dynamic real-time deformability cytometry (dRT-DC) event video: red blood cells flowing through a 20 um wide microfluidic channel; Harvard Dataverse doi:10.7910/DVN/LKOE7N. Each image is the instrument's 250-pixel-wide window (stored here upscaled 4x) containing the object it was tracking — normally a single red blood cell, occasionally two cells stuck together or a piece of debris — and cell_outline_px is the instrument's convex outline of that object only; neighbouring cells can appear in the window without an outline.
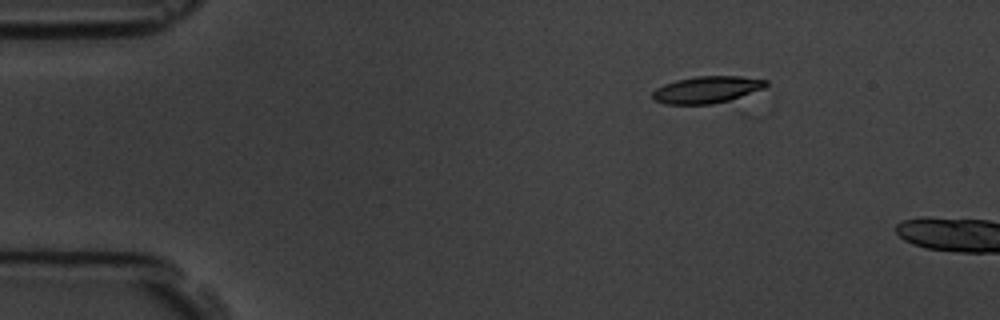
{"species": "common noctule bat (a hibernating species)", "species_latin": "Nyctalus noctula", "temperature_condition": "room temperature", "stored_images_in_passage": 2, "camera_frame_rate_fps": 3000, "um_per_image_px": 0.085, "animal": {"sex": "male", "body_mass_g": 19.5, "forearm_length_mm": 54.6}, "frame": {"image": 1, "passage_image": 1, "time_ms": 0.0, "image_size_px": [1000, 320], "cell_outline_px": [[768, 84], [764, 88], [732, 104], [664, 104], [652, 100], [652, 92], [656, 88], [664, 84], [676, 80], [696, 76], [740, 76], [768, 80]], "centroid_in_image_um": [60.17, 7.66], "position_along_channel_um": 24.8, "area_um2": 18.73}}